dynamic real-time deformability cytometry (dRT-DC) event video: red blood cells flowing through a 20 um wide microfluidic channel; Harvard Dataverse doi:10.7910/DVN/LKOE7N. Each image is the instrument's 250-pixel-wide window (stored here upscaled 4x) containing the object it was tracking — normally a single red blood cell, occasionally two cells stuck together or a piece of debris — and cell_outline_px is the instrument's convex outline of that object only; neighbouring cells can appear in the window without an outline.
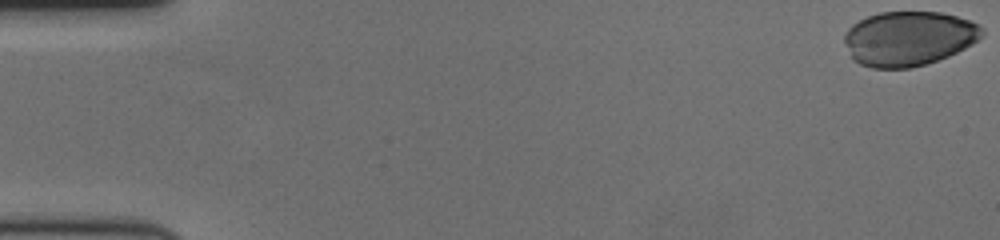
{"species": "human", "species_latin": "Homo sapiens", "temperature_condition": "cold", "stored_images_in_passage": 51, "camera_frame_rate_fps": 3000, "um_per_image_px": 0.085, "donor": {"sex": "female"}, "frame": {"image": 1, "passage_image": 1, "time_ms": 0.0, "image_size_px": [1000, 240], "cell_outline_px": [[984, 32], [972, 44], [948, 56], [912, 68], [872, 68], [860, 64], [852, 60], [844, 40], [844, 36], [848, 28], [852, 24], [868, 16], [880, 12], [940, 12], [956, 16], [968, 20], [984, 28]], "centroid_in_image_um": [77.21, 3.27], "position_along_channel_um": 7.8, "area_um2": 43.58}}
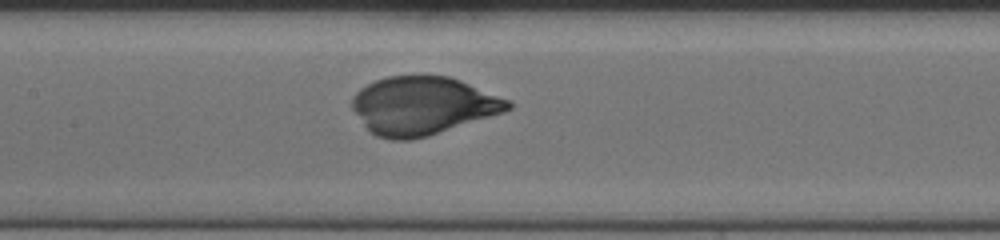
{"frame": {"image": 2, "passage_image": 30, "time_ms": 9.667, "image_size_px": [1000, 240], "cell_outline_px": [[512, 108], [504, 112], [428, 136], [412, 140], [392, 140], [376, 136], [364, 124], [352, 108], [352, 96], [360, 88], [376, 80], [388, 76], [448, 76], [460, 80], [508, 100], [512, 104]], "centroid_in_image_um": [35.92, 8.99], "position_along_channel_um": 171.5, "area_um2": 52.25}}
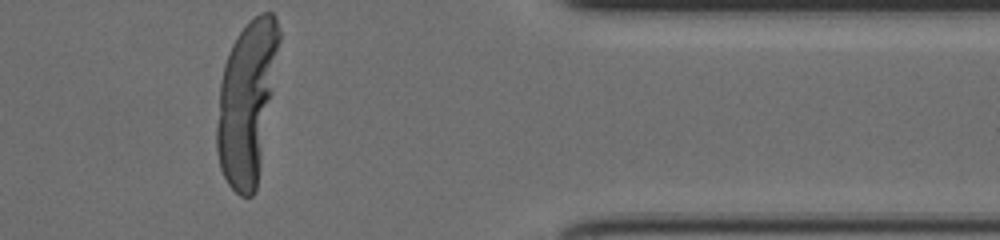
{"frame": {"image": 3, "passage_image": 51, "time_ms": 16.667, "image_size_px": [1000, 240], "cell_outline_px": [[280, 40], [272, 92], [256, 188], [252, 196], [240, 196], [228, 184], [220, 168], [216, 152], [216, 124], [220, 80], [224, 64], [228, 52], [236, 36], [260, 12], [272, 12], [276, 20], [280, 32]], "centroid_in_image_um": [20.95, 8.67], "position_along_channel_um": 390.4, "area_um2": 58.15}}